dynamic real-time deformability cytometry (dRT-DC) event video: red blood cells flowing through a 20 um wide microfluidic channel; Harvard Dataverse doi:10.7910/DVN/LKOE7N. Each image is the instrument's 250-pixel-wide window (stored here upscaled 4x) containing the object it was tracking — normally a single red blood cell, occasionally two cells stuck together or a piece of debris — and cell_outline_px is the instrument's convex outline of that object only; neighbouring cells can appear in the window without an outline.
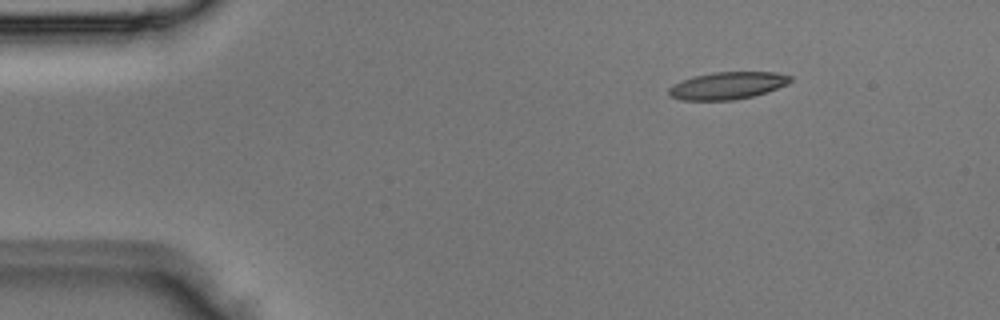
{"species": "Egyptian fruit bat (a non-hibernating species)", "species_latin": "Rousettus aegyptiacus", "temperature_condition": "room temperature", "stored_images_in_passage": 5, "camera_frame_rate_fps": 3000, "um_per_image_px": 0.085, "animal": {"sex": "male"}, "frame": {"image": 1, "passage_image": 5, "time_ms": 1.333, "image_size_px": [1000, 320], "cell_outline_px": [[792, 80], [788, 84], [752, 96], [732, 100], [680, 100], [668, 96], [668, 88], [672, 84], [692, 76], [712, 72], [776, 72], [792, 76]], "centroid_in_image_um": [61.78, 7.27], "position_along_channel_um": 23.2, "area_um2": 19.42}}